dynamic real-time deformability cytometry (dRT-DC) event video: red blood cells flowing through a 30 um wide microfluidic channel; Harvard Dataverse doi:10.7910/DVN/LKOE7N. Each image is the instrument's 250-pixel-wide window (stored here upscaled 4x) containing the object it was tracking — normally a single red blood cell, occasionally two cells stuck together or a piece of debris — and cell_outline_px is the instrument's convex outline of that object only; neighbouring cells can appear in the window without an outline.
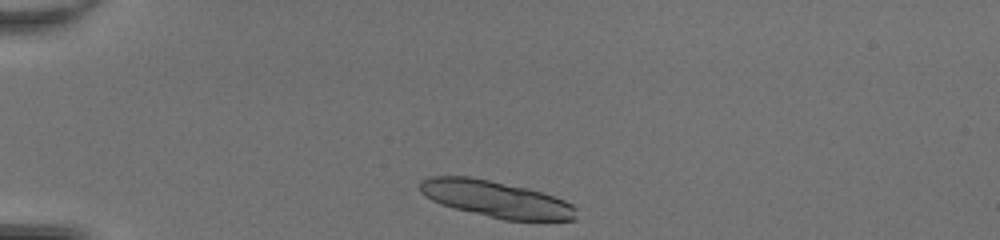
{"species": "common noctule bat (a hibernating species)", "species_latin": "Nyctalus noctula", "temperature_condition": "room temperature", "stored_images_in_passage": 34, "camera_frame_rate_fps": 3000, "um_per_image_px": 0.085, "animal": {"sex": "female", "body_mass_g": 20.0, "forearm_length_mm": 54.0}, "frame": {"image": 1, "passage_image": 1, "time_ms": 0.0, "image_size_px": [1000, 240], "cell_outline_px": [[576, 220], [504, 220], [440, 204], [424, 196], [420, 192], [420, 180], [432, 176], [468, 176], [528, 188], [564, 200], [572, 204], [576, 208]], "centroid_in_image_um": [42.14, 16.92], "position_along_channel_um": 42.9, "area_um2": 33.0}}
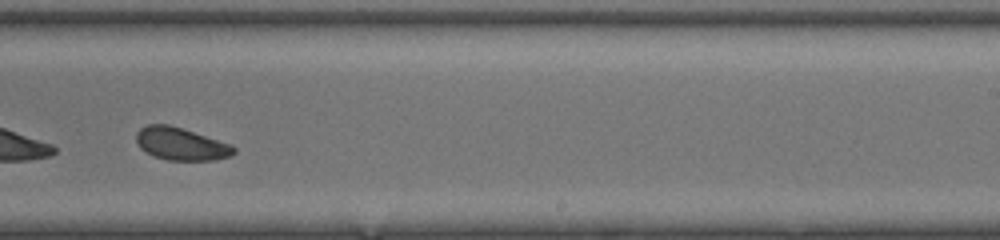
{"frame": {"image": 2, "passage_image": 21, "time_ms": 6.667, "image_size_px": [1000, 240], "cell_outline_px": [[236, 152], [232, 156], [216, 160], [168, 160], [152, 156], [144, 152], [140, 148], [136, 140], [136, 132], [140, 128], [148, 124], [168, 124], [232, 144], [236, 148]], "centroid_in_image_um": [15.38, 12.24], "position_along_channel_um": 273.6, "area_um2": 18.73}}
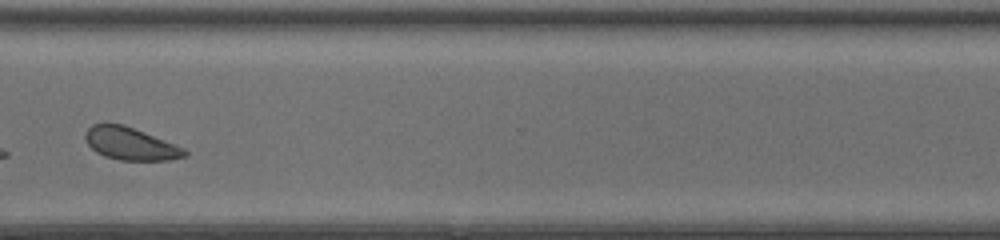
{"frame": {"image": 3, "passage_image": 27, "time_ms": 8.667, "image_size_px": [1000, 240], "cell_outline_px": [[188, 156], [172, 160], [120, 160], [104, 156], [96, 152], [88, 144], [84, 136], [84, 132], [92, 124], [104, 120], [124, 124], [184, 148], [188, 152]], "centroid_in_image_um": [11.04, 12.18], "position_along_channel_um": 359.6, "area_um2": 19.25}, "authors_computed_cell_mechanics": {"area_um2": 19.2474, "velocity_mm_per_s": 4.2819, "shape_relaxation_time_tau1_ms": 2.8161, "shape_relaxation_time_tau2_ms": 3.0242, "deformation_change_tau1": 0.0897, "deformation_change_tau2": 0.0781}}